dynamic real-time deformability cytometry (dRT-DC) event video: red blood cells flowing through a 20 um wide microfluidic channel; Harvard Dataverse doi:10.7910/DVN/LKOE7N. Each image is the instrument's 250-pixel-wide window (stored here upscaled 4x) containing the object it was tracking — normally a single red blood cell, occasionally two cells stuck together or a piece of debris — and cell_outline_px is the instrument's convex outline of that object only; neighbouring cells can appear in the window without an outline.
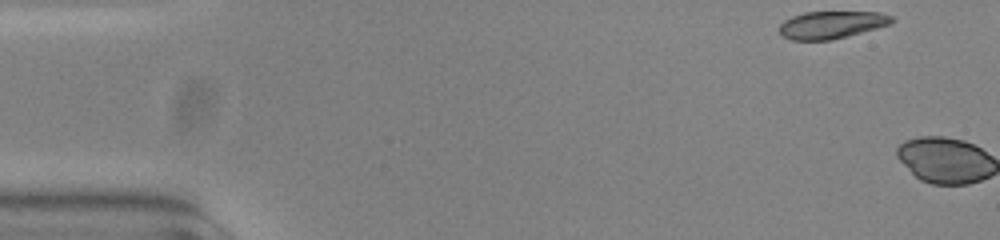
{"species": "common noctule bat (a hibernating species)", "species_latin": "Nyctalus noctula", "temperature_condition": "warm", "stored_images_in_passage": 2, "camera_frame_rate_fps": 3000, "um_per_image_px": 0.085, "animal": {"sex": "female", "body_mass_g": 23.0, "forearm_length_mm": 53.4}, "frame": {"image": 1, "passage_image": 1, "time_ms": 0.0, "image_size_px": [1000, 240], "cell_outline_px": [[896, 20], [892, 24], [848, 36], [832, 40], [792, 40], [780, 36], [780, 24], [784, 20], [792, 16], [804, 12], [880, 12], [892, 16]], "centroid_in_image_um": [70.7, 2.11], "position_along_channel_um": 14.3, "area_um2": 18.21}}